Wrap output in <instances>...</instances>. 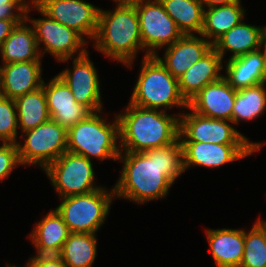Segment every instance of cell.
Wrapping results in <instances>:
<instances>
[{
	"mask_svg": "<svg viewBox=\"0 0 266 267\" xmlns=\"http://www.w3.org/2000/svg\"><path fill=\"white\" fill-rule=\"evenodd\" d=\"M33 0H0V19H25ZM15 11V12H14ZM18 11V12H17Z\"/></svg>",
	"mask_w": 266,
	"mask_h": 267,
	"instance_id": "33",
	"label": "cell"
},
{
	"mask_svg": "<svg viewBox=\"0 0 266 267\" xmlns=\"http://www.w3.org/2000/svg\"><path fill=\"white\" fill-rule=\"evenodd\" d=\"M236 91L221 77L199 91L188 102L187 109L213 119L231 121Z\"/></svg>",
	"mask_w": 266,
	"mask_h": 267,
	"instance_id": "16",
	"label": "cell"
},
{
	"mask_svg": "<svg viewBox=\"0 0 266 267\" xmlns=\"http://www.w3.org/2000/svg\"><path fill=\"white\" fill-rule=\"evenodd\" d=\"M167 14L184 35H200L203 28L204 5L201 0H160Z\"/></svg>",
	"mask_w": 266,
	"mask_h": 267,
	"instance_id": "26",
	"label": "cell"
},
{
	"mask_svg": "<svg viewBox=\"0 0 266 267\" xmlns=\"http://www.w3.org/2000/svg\"><path fill=\"white\" fill-rule=\"evenodd\" d=\"M56 211L71 233H97L109 214L114 189L102 187L86 194L62 197Z\"/></svg>",
	"mask_w": 266,
	"mask_h": 267,
	"instance_id": "6",
	"label": "cell"
},
{
	"mask_svg": "<svg viewBox=\"0 0 266 267\" xmlns=\"http://www.w3.org/2000/svg\"><path fill=\"white\" fill-rule=\"evenodd\" d=\"M263 83L266 85V72H265V78H264V82Z\"/></svg>",
	"mask_w": 266,
	"mask_h": 267,
	"instance_id": "39",
	"label": "cell"
},
{
	"mask_svg": "<svg viewBox=\"0 0 266 267\" xmlns=\"http://www.w3.org/2000/svg\"><path fill=\"white\" fill-rule=\"evenodd\" d=\"M203 5L206 7H215V6H222V5H228L236 0H201Z\"/></svg>",
	"mask_w": 266,
	"mask_h": 267,
	"instance_id": "36",
	"label": "cell"
},
{
	"mask_svg": "<svg viewBox=\"0 0 266 267\" xmlns=\"http://www.w3.org/2000/svg\"><path fill=\"white\" fill-rule=\"evenodd\" d=\"M135 6L145 50L144 57L156 56L158 49L170 46L184 35L160 0H139Z\"/></svg>",
	"mask_w": 266,
	"mask_h": 267,
	"instance_id": "10",
	"label": "cell"
},
{
	"mask_svg": "<svg viewBox=\"0 0 266 267\" xmlns=\"http://www.w3.org/2000/svg\"><path fill=\"white\" fill-rule=\"evenodd\" d=\"M2 92V73H1V65H0V95Z\"/></svg>",
	"mask_w": 266,
	"mask_h": 267,
	"instance_id": "38",
	"label": "cell"
},
{
	"mask_svg": "<svg viewBox=\"0 0 266 267\" xmlns=\"http://www.w3.org/2000/svg\"><path fill=\"white\" fill-rule=\"evenodd\" d=\"M72 59V70L67 67L57 75L69 86L77 103L87 106L93 113L102 111L99 76L89 58V50Z\"/></svg>",
	"mask_w": 266,
	"mask_h": 267,
	"instance_id": "13",
	"label": "cell"
},
{
	"mask_svg": "<svg viewBox=\"0 0 266 267\" xmlns=\"http://www.w3.org/2000/svg\"><path fill=\"white\" fill-rule=\"evenodd\" d=\"M43 171L60 198L86 194L103 187L94 185L96 178L92 160L68 151Z\"/></svg>",
	"mask_w": 266,
	"mask_h": 267,
	"instance_id": "9",
	"label": "cell"
},
{
	"mask_svg": "<svg viewBox=\"0 0 266 267\" xmlns=\"http://www.w3.org/2000/svg\"><path fill=\"white\" fill-rule=\"evenodd\" d=\"M23 134L24 143L17 142L23 166L38 164L44 170L67 151V129L52 119Z\"/></svg>",
	"mask_w": 266,
	"mask_h": 267,
	"instance_id": "8",
	"label": "cell"
},
{
	"mask_svg": "<svg viewBox=\"0 0 266 267\" xmlns=\"http://www.w3.org/2000/svg\"><path fill=\"white\" fill-rule=\"evenodd\" d=\"M183 112L179 113V138L181 142L254 144L257 152L265 145V142L249 141L247 137L232 126V121L213 119L194 111Z\"/></svg>",
	"mask_w": 266,
	"mask_h": 267,
	"instance_id": "11",
	"label": "cell"
},
{
	"mask_svg": "<svg viewBox=\"0 0 266 267\" xmlns=\"http://www.w3.org/2000/svg\"><path fill=\"white\" fill-rule=\"evenodd\" d=\"M93 233H70L59 254L68 267H92L97 256Z\"/></svg>",
	"mask_w": 266,
	"mask_h": 267,
	"instance_id": "28",
	"label": "cell"
},
{
	"mask_svg": "<svg viewBox=\"0 0 266 267\" xmlns=\"http://www.w3.org/2000/svg\"><path fill=\"white\" fill-rule=\"evenodd\" d=\"M212 48L213 45L202 35L186 34L164 49V58L158 54L156 57L173 77L179 79Z\"/></svg>",
	"mask_w": 266,
	"mask_h": 267,
	"instance_id": "17",
	"label": "cell"
},
{
	"mask_svg": "<svg viewBox=\"0 0 266 267\" xmlns=\"http://www.w3.org/2000/svg\"><path fill=\"white\" fill-rule=\"evenodd\" d=\"M225 76L233 89H242L264 82L266 72V44L264 49L228 59Z\"/></svg>",
	"mask_w": 266,
	"mask_h": 267,
	"instance_id": "19",
	"label": "cell"
},
{
	"mask_svg": "<svg viewBox=\"0 0 266 267\" xmlns=\"http://www.w3.org/2000/svg\"><path fill=\"white\" fill-rule=\"evenodd\" d=\"M50 117L60 126L69 129L93 112L85 105L77 103L69 86L55 75L48 84L43 81Z\"/></svg>",
	"mask_w": 266,
	"mask_h": 267,
	"instance_id": "15",
	"label": "cell"
},
{
	"mask_svg": "<svg viewBox=\"0 0 266 267\" xmlns=\"http://www.w3.org/2000/svg\"><path fill=\"white\" fill-rule=\"evenodd\" d=\"M8 267H17V266H16V265H12V266H11V265L8 264Z\"/></svg>",
	"mask_w": 266,
	"mask_h": 267,
	"instance_id": "40",
	"label": "cell"
},
{
	"mask_svg": "<svg viewBox=\"0 0 266 267\" xmlns=\"http://www.w3.org/2000/svg\"><path fill=\"white\" fill-rule=\"evenodd\" d=\"M123 168L114 185L115 198L143 204L167 196L184 170L183 146L174 143L143 152H120Z\"/></svg>",
	"mask_w": 266,
	"mask_h": 267,
	"instance_id": "1",
	"label": "cell"
},
{
	"mask_svg": "<svg viewBox=\"0 0 266 267\" xmlns=\"http://www.w3.org/2000/svg\"><path fill=\"white\" fill-rule=\"evenodd\" d=\"M24 19H0V49L12 30Z\"/></svg>",
	"mask_w": 266,
	"mask_h": 267,
	"instance_id": "35",
	"label": "cell"
},
{
	"mask_svg": "<svg viewBox=\"0 0 266 267\" xmlns=\"http://www.w3.org/2000/svg\"><path fill=\"white\" fill-rule=\"evenodd\" d=\"M117 116L121 152H143L174 143L179 138V114L129 104Z\"/></svg>",
	"mask_w": 266,
	"mask_h": 267,
	"instance_id": "2",
	"label": "cell"
},
{
	"mask_svg": "<svg viewBox=\"0 0 266 267\" xmlns=\"http://www.w3.org/2000/svg\"><path fill=\"white\" fill-rule=\"evenodd\" d=\"M17 107L14 99L0 95V141L17 143Z\"/></svg>",
	"mask_w": 266,
	"mask_h": 267,
	"instance_id": "31",
	"label": "cell"
},
{
	"mask_svg": "<svg viewBox=\"0 0 266 267\" xmlns=\"http://www.w3.org/2000/svg\"><path fill=\"white\" fill-rule=\"evenodd\" d=\"M2 92L6 98L16 99L42 87L41 61H25L1 65Z\"/></svg>",
	"mask_w": 266,
	"mask_h": 267,
	"instance_id": "18",
	"label": "cell"
},
{
	"mask_svg": "<svg viewBox=\"0 0 266 267\" xmlns=\"http://www.w3.org/2000/svg\"><path fill=\"white\" fill-rule=\"evenodd\" d=\"M245 13L246 9L241 6V0L228 5L206 7L200 35L213 45L222 35L239 24Z\"/></svg>",
	"mask_w": 266,
	"mask_h": 267,
	"instance_id": "25",
	"label": "cell"
},
{
	"mask_svg": "<svg viewBox=\"0 0 266 267\" xmlns=\"http://www.w3.org/2000/svg\"><path fill=\"white\" fill-rule=\"evenodd\" d=\"M30 8H34L43 15V18L30 19V16L28 15L30 13L28 12L26 14V19L34 28L41 57L48 52L56 58L59 63L68 62V60L72 59L76 53L78 57L88 51L85 45H88L89 42H87V39H84L78 32L53 20L33 1L30 3ZM41 44L44 46L43 51L40 50Z\"/></svg>",
	"mask_w": 266,
	"mask_h": 267,
	"instance_id": "7",
	"label": "cell"
},
{
	"mask_svg": "<svg viewBox=\"0 0 266 267\" xmlns=\"http://www.w3.org/2000/svg\"><path fill=\"white\" fill-rule=\"evenodd\" d=\"M26 267H68L59 255H36L29 259Z\"/></svg>",
	"mask_w": 266,
	"mask_h": 267,
	"instance_id": "34",
	"label": "cell"
},
{
	"mask_svg": "<svg viewBox=\"0 0 266 267\" xmlns=\"http://www.w3.org/2000/svg\"><path fill=\"white\" fill-rule=\"evenodd\" d=\"M137 78L129 101L131 104L162 111L177 106L187 110L188 102L180 93L178 79L167 71L156 56H143Z\"/></svg>",
	"mask_w": 266,
	"mask_h": 267,
	"instance_id": "4",
	"label": "cell"
},
{
	"mask_svg": "<svg viewBox=\"0 0 266 267\" xmlns=\"http://www.w3.org/2000/svg\"><path fill=\"white\" fill-rule=\"evenodd\" d=\"M49 17L76 32L84 39H94L98 28L99 10L85 0H33Z\"/></svg>",
	"mask_w": 266,
	"mask_h": 267,
	"instance_id": "12",
	"label": "cell"
},
{
	"mask_svg": "<svg viewBox=\"0 0 266 267\" xmlns=\"http://www.w3.org/2000/svg\"><path fill=\"white\" fill-rule=\"evenodd\" d=\"M266 85L260 83L254 86L238 89L232 111V122L252 121L266 111Z\"/></svg>",
	"mask_w": 266,
	"mask_h": 267,
	"instance_id": "29",
	"label": "cell"
},
{
	"mask_svg": "<svg viewBox=\"0 0 266 267\" xmlns=\"http://www.w3.org/2000/svg\"><path fill=\"white\" fill-rule=\"evenodd\" d=\"M2 65L8 63L41 61L33 26L25 18L12 30L0 49Z\"/></svg>",
	"mask_w": 266,
	"mask_h": 267,
	"instance_id": "24",
	"label": "cell"
},
{
	"mask_svg": "<svg viewBox=\"0 0 266 267\" xmlns=\"http://www.w3.org/2000/svg\"><path fill=\"white\" fill-rule=\"evenodd\" d=\"M96 50L131 68L138 50H143L135 5H116L113 11L100 8L93 39Z\"/></svg>",
	"mask_w": 266,
	"mask_h": 267,
	"instance_id": "3",
	"label": "cell"
},
{
	"mask_svg": "<svg viewBox=\"0 0 266 267\" xmlns=\"http://www.w3.org/2000/svg\"><path fill=\"white\" fill-rule=\"evenodd\" d=\"M18 128L25 132L51 119L43 87L15 99Z\"/></svg>",
	"mask_w": 266,
	"mask_h": 267,
	"instance_id": "27",
	"label": "cell"
},
{
	"mask_svg": "<svg viewBox=\"0 0 266 267\" xmlns=\"http://www.w3.org/2000/svg\"><path fill=\"white\" fill-rule=\"evenodd\" d=\"M183 146L184 170L191 166L219 168L230 162L254 154V144H217L204 142H181Z\"/></svg>",
	"mask_w": 266,
	"mask_h": 267,
	"instance_id": "14",
	"label": "cell"
},
{
	"mask_svg": "<svg viewBox=\"0 0 266 267\" xmlns=\"http://www.w3.org/2000/svg\"><path fill=\"white\" fill-rule=\"evenodd\" d=\"M266 44V27L246 24L243 20L222 35L213 48L222 60L226 51L231 52L229 59L264 48Z\"/></svg>",
	"mask_w": 266,
	"mask_h": 267,
	"instance_id": "20",
	"label": "cell"
},
{
	"mask_svg": "<svg viewBox=\"0 0 266 267\" xmlns=\"http://www.w3.org/2000/svg\"><path fill=\"white\" fill-rule=\"evenodd\" d=\"M240 267H266V221L258 218L250 231L244 230V254Z\"/></svg>",
	"mask_w": 266,
	"mask_h": 267,
	"instance_id": "30",
	"label": "cell"
},
{
	"mask_svg": "<svg viewBox=\"0 0 266 267\" xmlns=\"http://www.w3.org/2000/svg\"><path fill=\"white\" fill-rule=\"evenodd\" d=\"M206 237L217 267H240L244 254V229H207Z\"/></svg>",
	"mask_w": 266,
	"mask_h": 267,
	"instance_id": "22",
	"label": "cell"
},
{
	"mask_svg": "<svg viewBox=\"0 0 266 267\" xmlns=\"http://www.w3.org/2000/svg\"><path fill=\"white\" fill-rule=\"evenodd\" d=\"M101 113V115L99 114ZM119 122L117 116L112 122L102 117V112L92 113L67 129V151L100 162L107 159L117 161L120 155Z\"/></svg>",
	"mask_w": 266,
	"mask_h": 267,
	"instance_id": "5",
	"label": "cell"
},
{
	"mask_svg": "<svg viewBox=\"0 0 266 267\" xmlns=\"http://www.w3.org/2000/svg\"><path fill=\"white\" fill-rule=\"evenodd\" d=\"M139 0H113L117 5H135Z\"/></svg>",
	"mask_w": 266,
	"mask_h": 267,
	"instance_id": "37",
	"label": "cell"
},
{
	"mask_svg": "<svg viewBox=\"0 0 266 267\" xmlns=\"http://www.w3.org/2000/svg\"><path fill=\"white\" fill-rule=\"evenodd\" d=\"M18 165L22 166L17 143H2L0 145V180L3 182Z\"/></svg>",
	"mask_w": 266,
	"mask_h": 267,
	"instance_id": "32",
	"label": "cell"
},
{
	"mask_svg": "<svg viewBox=\"0 0 266 267\" xmlns=\"http://www.w3.org/2000/svg\"><path fill=\"white\" fill-rule=\"evenodd\" d=\"M71 232L56 209L34 225L29 238L38 255H59Z\"/></svg>",
	"mask_w": 266,
	"mask_h": 267,
	"instance_id": "23",
	"label": "cell"
},
{
	"mask_svg": "<svg viewBox=\"0 0 266 267\" xmlns=\"http://www.w3.org/2000/svg\"><path fill=\"white\" fill-rule=\"evenodd\" d=\"M222 63L221 56L212 48L178 79L180 93L187 102L206 85L223 77L220 73L224 68Z\"/></svg>",
	"mask_w": 266,
	"mask_h": 267,
	"instance_id": "21",
	"label": "cell"
}]
</instances>
